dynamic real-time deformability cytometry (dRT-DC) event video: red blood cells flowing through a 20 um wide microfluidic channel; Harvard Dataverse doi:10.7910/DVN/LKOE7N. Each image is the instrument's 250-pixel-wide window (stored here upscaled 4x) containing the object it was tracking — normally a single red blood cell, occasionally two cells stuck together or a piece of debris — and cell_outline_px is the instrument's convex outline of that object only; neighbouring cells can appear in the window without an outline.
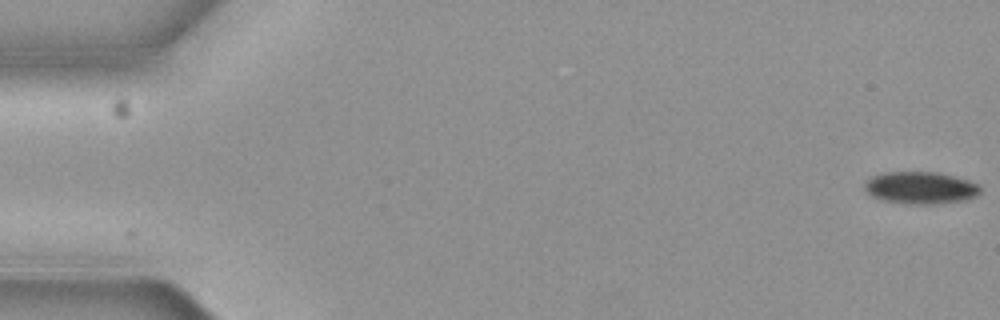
{"species": "common noctule bat (a hibernating species)", "species_latin": "Nyctalus noctula", "temperature_condition": "cold", "stored_images_in_passage": 5, "camera_frame_rate_fps": 3000, "um_per_image_px": 0.085, "animal": {"sex": "female", "body_mass_g": 19.3, "forearm_length_mm": 54.1}, "frame": {"image": 1, "passage_image": 1, "time_ms": 0.0, "image_size_px": [1000, 320], "cell_outline_px": [[980, 192], [972, 196], [956, 200], [884, 200], [872, 196], [864, 188], [864, 184], [872, 176], [880, 172], [936, 172], [968, 180], [976, 184], [980, 188]], "centroid_in_image_um": [78.16, 15.86], "position_along_channel_um": 6.8, "area_um2": 19.77}}